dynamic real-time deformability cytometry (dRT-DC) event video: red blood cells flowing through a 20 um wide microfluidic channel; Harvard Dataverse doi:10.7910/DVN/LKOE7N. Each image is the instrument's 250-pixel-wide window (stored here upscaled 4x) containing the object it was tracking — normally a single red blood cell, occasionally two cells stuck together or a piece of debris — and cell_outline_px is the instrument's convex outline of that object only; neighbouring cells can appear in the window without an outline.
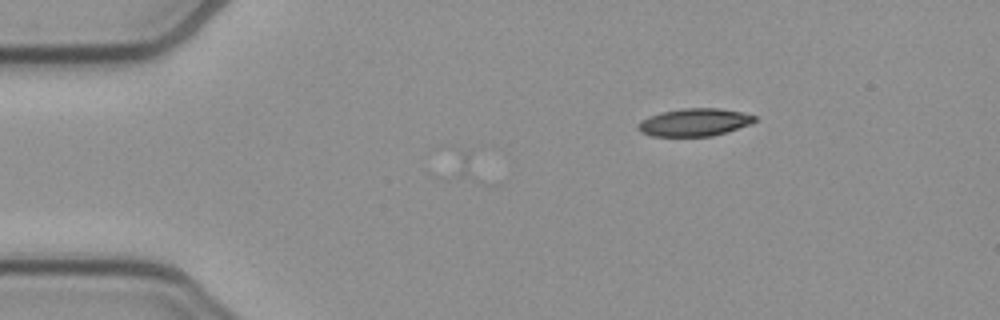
{"species": "common noctule bat (a hibernating species)", "species_latin": "Nyctalus noctula", "temperature_condition": "cold", "stored_images_in_passage": 3, "camera_frame_rate_fps": 3000, "um_per_image_px": 0.085, "animal": {"sex": "female", "body_mass_g": 21.9}, "frame": {"image": 1, "passage_image": 3, "time_ms": 0.667, "image_size_px": [1000, 320], "cell_outline_px": [[756, 120], [752, 124], [728, 132], [712, 136], [652, 136], [640, 132], [636, 128], [636, 124], [640, 120], [648, 116], [664, 112], [684, 108], [720, 108], [740, 112], [756, 116]], "centroid_in_image_um": [59.01, 10.4], "position_along_channel_um": 26.0, "area_um2": 18.96}}